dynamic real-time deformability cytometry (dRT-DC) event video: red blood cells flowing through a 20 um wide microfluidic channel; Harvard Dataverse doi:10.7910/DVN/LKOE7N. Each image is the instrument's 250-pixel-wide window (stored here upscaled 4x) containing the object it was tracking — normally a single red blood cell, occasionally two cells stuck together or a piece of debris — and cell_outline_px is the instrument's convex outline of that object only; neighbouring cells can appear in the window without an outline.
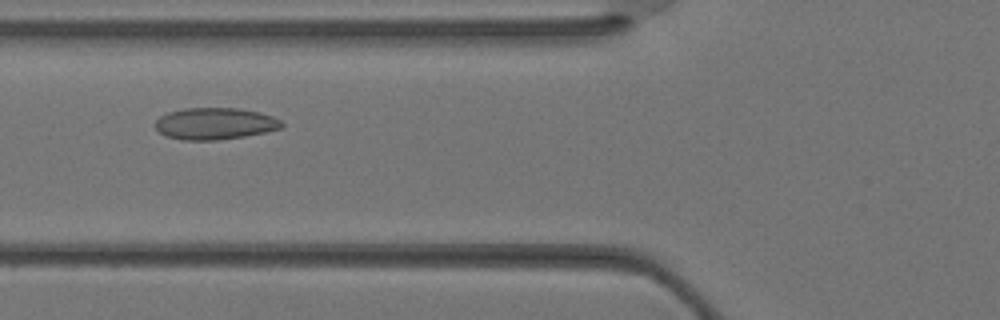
{"species": "Egyptian fruit bat (a non-hibernating species)", "species_latin": "Rousettus aegyptiacus", "temperature_condition": "warm", "stored_images_in_passage": 28, "camera_frame_rate_fps": 3000, "um_per_image_px": 0.085, "animal": {"sex": "female"}, "frame": {"image": 1, "passage_image": 5, "time_ms": 1.333, "image_size_px": [1000, 320], "cell_outline_px": [[284, 124], [280, 128], [264, 132], [244, 136], [216, 140], [180, 140], [164, 136], [156, 128], [156, 120], [160, 116], [168, 112], [184, 108], [236, 108], [260, 112], [272, 116], [280, 120]], "centroid_in_image_um": [18.24, 10.51], "position_along_channel_um": 107.6, "area_um2": 23.35}}
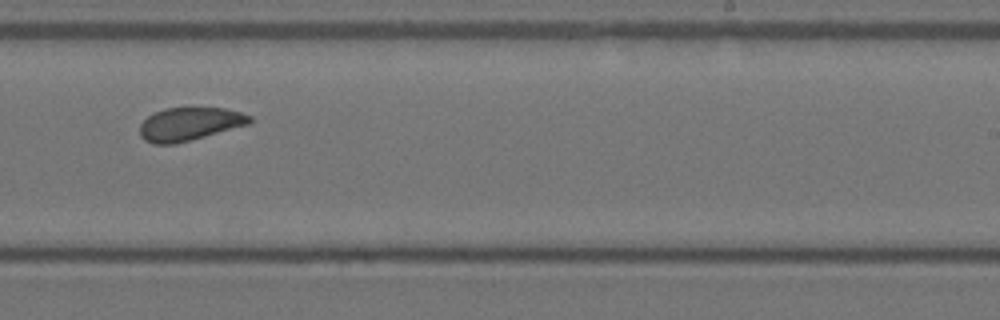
{"frame": {"image": 2, "passage_image": 14, "time_ms": 4.333, "image_size_px": [1000, 320], "cell_outline_px": [[252, 120], [248, 124], [176, 144], [152, 144], [144, 140], [140, 136], [140, 124], [148, 116], [164, 108], [224, 108], [240, 112], [252, 116]], "centroid_in_image_um": [16.08, 10.54], "position_along_channel_um": 272.9, "area_um2": 21.1}}
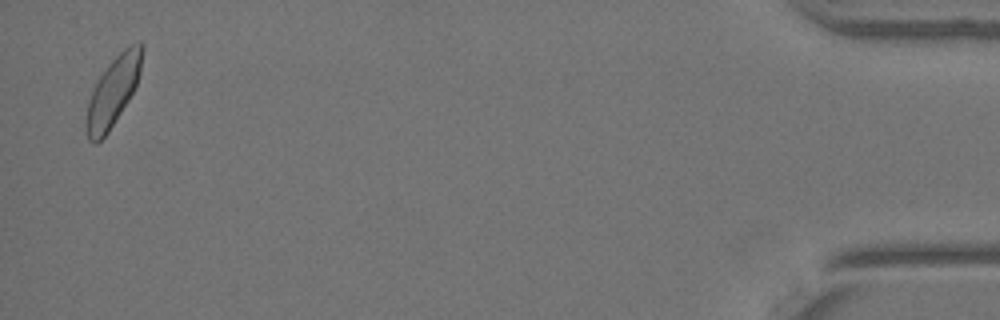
{"frame": {"image": 3, "passage_image": 27, "time_ms": 8.667, "image_size_px": [1000, 320], "cell_outline_px": [[144, 48], [140, 72], [136, 84], [128, 100], [108, 132], [96, 144], [92, 144], [88, 140], [84, 124], [84, 120], [88, 100], [100, 76], [108, 64], [124, 48], [140, 40], [144, 44]], "centroid_in_image_um": [9.59, 7.78], "position_along_channel_um": 425.6, "area_um2": 22.48}}